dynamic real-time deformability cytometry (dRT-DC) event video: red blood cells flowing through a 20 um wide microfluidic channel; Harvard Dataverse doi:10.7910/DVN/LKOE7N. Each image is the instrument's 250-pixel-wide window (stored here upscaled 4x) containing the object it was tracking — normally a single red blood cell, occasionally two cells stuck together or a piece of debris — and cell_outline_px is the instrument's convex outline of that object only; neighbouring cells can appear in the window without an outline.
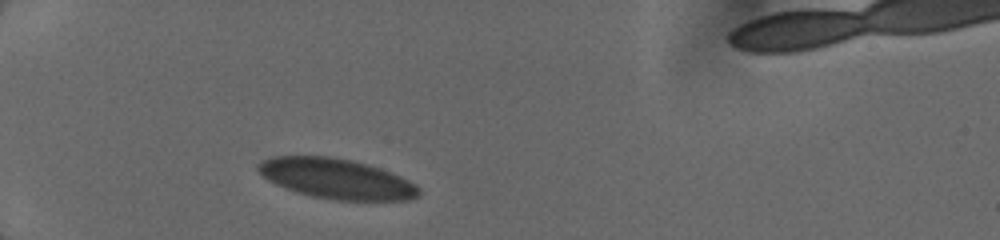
{"species": "human", "species_latin": "Homo sapiens", "temperature_condition": "cold", "stored_images_in_passage": 1, "camera_frame_rate_fps": 3000, "um_per_image_px": 0.085, "donor": {"sex": "female"}, "frame": {"image": 1, "passage_image": 1, "time_ms": 0.0, "image_size_px": [1000, 240], "cell_outline_px": [[420, 196], [408, 200], [332, 200], [312, 196], [296, 192], [276, 184], [268, 180], [256, 168], [256, 164], [260, 160], [272, 156], [332, 156], [352, 160], [380, 168], [400, 176], [416, 184], [420, 188]], "centroid_in_image_um": [28.59, 15.18], "position_along_channel_um": 56.4, "area_um2": 37.74}}